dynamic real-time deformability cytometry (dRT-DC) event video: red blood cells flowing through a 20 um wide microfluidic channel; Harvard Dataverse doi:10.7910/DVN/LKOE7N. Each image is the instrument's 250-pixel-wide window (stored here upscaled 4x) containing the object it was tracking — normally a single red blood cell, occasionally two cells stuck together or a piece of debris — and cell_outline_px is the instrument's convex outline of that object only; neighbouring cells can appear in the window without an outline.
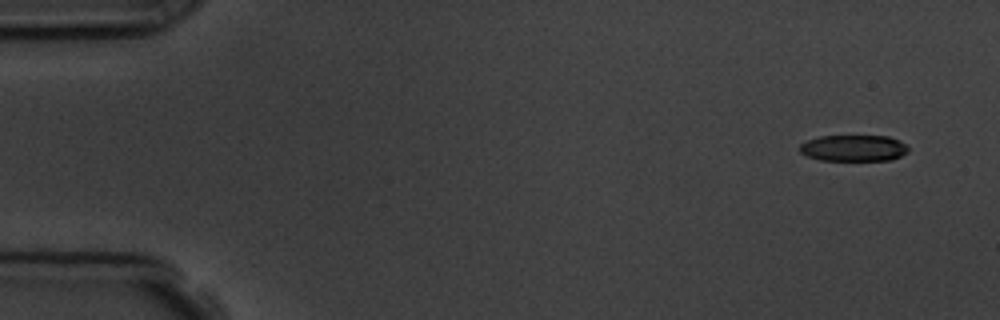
{"species": "common noctule bat (a hibernating species)", "species_latin": "Nyctalus noctula", "temperature_condition": "room temperature", "stored_images_in_passage": 5, "camera_frame_rate_fps": 3000, "um_per_image_px": 0.085, "animal": {"sex": "male", "body_mass_g": 19.5, "forearm_length_mm": 54.6}, "frame": {"image": 1, "passage_image": 1, "time_ms": 0.0, "image_size_px": [1000, 320], "cell_outline_px": [[908, 152], [892, 160], [820, 160], [808, 156], [800, 152], [800, 144], [808, 140], [820, 136], [888, 136], [900, 140], [908, 148]], "centroid_in_image_um": [72.57, 12.59], "position_along_channel_um": 12.4, "area_um2": 16.59}}
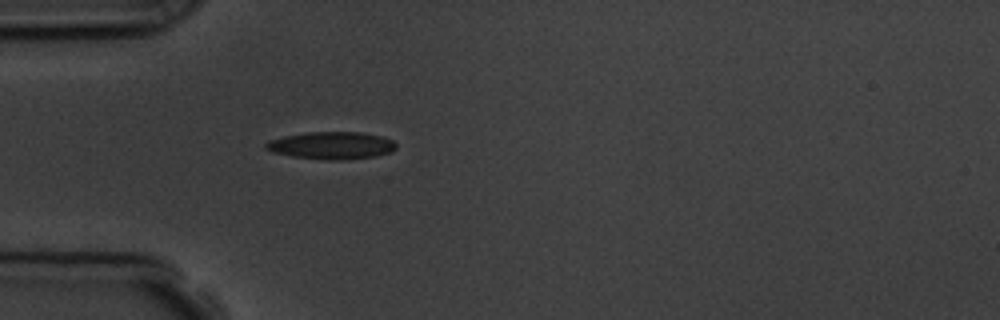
{"frame": {"image": 2, "passage_image": 5, "time_ms": 4.333, "image_size_px": [1000, 320], "cell_outline_px": [[396, 148], [392, 152], [376, 156], [344, 160], [328, 160], [292, 156], [272, 152], [264, 148], [264, 144], [268, 140], [284, 136], [308, 132], [360, 132], [384, 136], [392, 140], [396, 144]], "centroid_in_image_um": [28.19, 12.36], "position_along_channel_um": 56.8, "area_um2": 20.98}}